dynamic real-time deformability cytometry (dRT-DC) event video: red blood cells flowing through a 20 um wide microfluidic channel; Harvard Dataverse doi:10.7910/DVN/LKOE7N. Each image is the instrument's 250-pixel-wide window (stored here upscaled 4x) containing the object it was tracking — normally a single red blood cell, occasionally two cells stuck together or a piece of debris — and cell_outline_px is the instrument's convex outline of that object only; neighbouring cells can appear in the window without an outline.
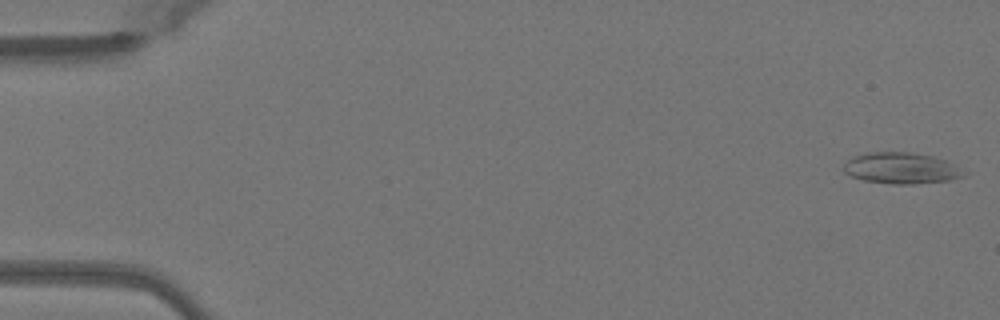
{"species": "Egyptian fruit bat (a non-hibernating species)", "species_latin": "Rousettus aegyptiacus", "temperature_condition": "warm", "stored_images_in_passage": 50, "camera_frame_rate_fps": 3000, "um_per_image_px": 0.085, "animal": {"sex": "female"}, "frame": {"image": 1, "passage_image": 1, "time_ms": 0.0, "image_size_px": [1000, 320], "cell_outline_px": [[968, 172], [964, 176], [948, 180], [912, 184], [892, 184], [864, 180], [852, 176], [844, 172], [844, 164], [852, 156], [864, 152], [908, 152], [932, 156], [944, 160]], "centroid_in_image_um": [76.58, 14.29], "position_along_channel_um": 8.4, "area_um2": 21.73}}
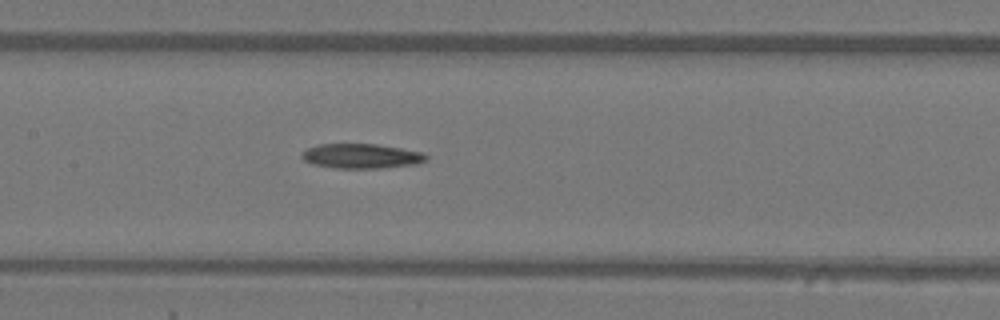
{"frame": {"image": 2, "passage_image": 24, "time_ms": 7.667, "image_size_px": [1000, 320], "cell_outline_px": [[428, 160], [416, 164], [384, 168], [336, 168], [312, 164], [304, 160], [300, 156], [308, 148], [316, 144], [376, 144], [424, 152], [428, 156]], "centroid_in_image_um": [30.74, 13.27], "position_along_channel_um": 176.7, "area_um2": 17.98}}
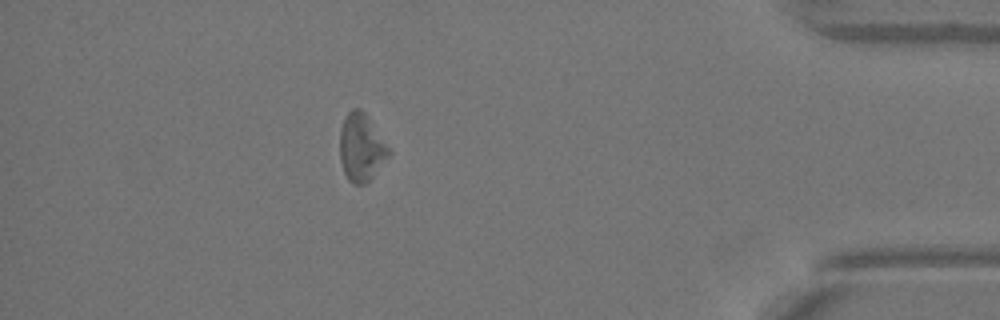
{"frame": {"image": 3, "passage_image": 44, "time_ms": 14.333, "image_size_px": [1000, 320], "cell_outline_px": [[392, 152], [372, 176], [364, 184], [352, 184], [348, 180], [344, 172], [340, 160], [340, 128], [348, 112], [352, 108], [360, 108], [368, 116]], "centroid_in_image_um": [30.7, 12.52], "position_along_channel_um": 404.5, "area_um2": 19.13}, "authors_computed_cell_mechanics": {"area_um2": 18.9584, "velocity_mm_per_s": 4.0745, "shape_relaxation_time_tau1_ms": 6.6767, "shape_relaxation_time_tau2_ms": null, "deformation_change_tau1": 0.1326, "deformation_change_tau2": null}}